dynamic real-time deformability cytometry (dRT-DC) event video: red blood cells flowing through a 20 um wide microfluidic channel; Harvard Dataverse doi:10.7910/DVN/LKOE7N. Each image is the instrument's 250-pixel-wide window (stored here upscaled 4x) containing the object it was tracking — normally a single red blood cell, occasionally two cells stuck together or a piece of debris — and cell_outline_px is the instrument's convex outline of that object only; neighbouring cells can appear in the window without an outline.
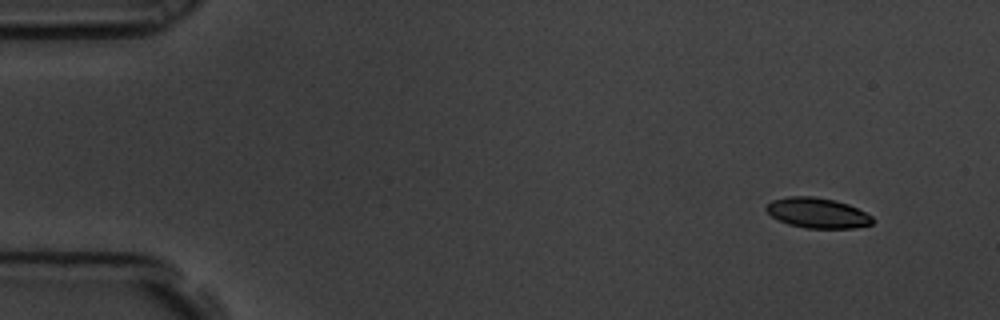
{"species": "common noctule bat (a hibernating species)", "species_latin": "Nyctalus noctula", "temperature_condition": "room temperature", "stored_images_in_passage": 8, "camera_frame_rate_fps": 3000, "um_per_image_px": 0.085, "animal": {"sex": "male", "body_mass_g": 19.5, "forearm_length_mm": 54.6}, "frame": {"image": 1, "passage_image": 1, "time_ms": 0.0, "image_size_px": [1000, 320], "cell_outline_px": [[876, 220], [872, 224], [852, 228], [804, 228], [788, 224], [772, 216], [764, 208], [772, 200], [788, 196], [812, 196], [836, 200], [848, 204], [872, 216]], "centroid_in_image_um": [69.49, 18.1], "position_along_channel_um": 15.5, "area_um2": 18.73}}
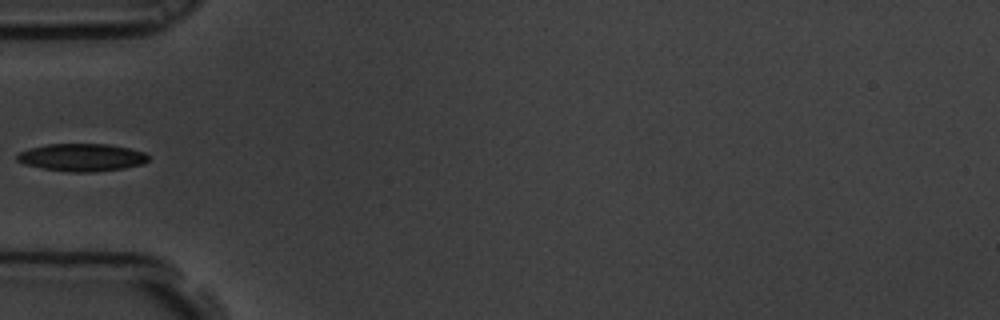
{"frame": {"image": 2, "passage_image": 5, "time_ms": 1.333, "image_size_px": [1000, 320], "cell_outline_px": [[148, 160], [144, 164], [124, 168], [92, 172], [68, 172], [44, 168], [24, 164], [16, 160], [16, 156], [20, 152], [32, 148], [48, 144], [108, 144], [128, 148], [144, 152], [148, 156]], "centroid_in_image_um": [6.97, 13.38], "position_along_channel_um": 78.0, "area_um2": 20.98}}
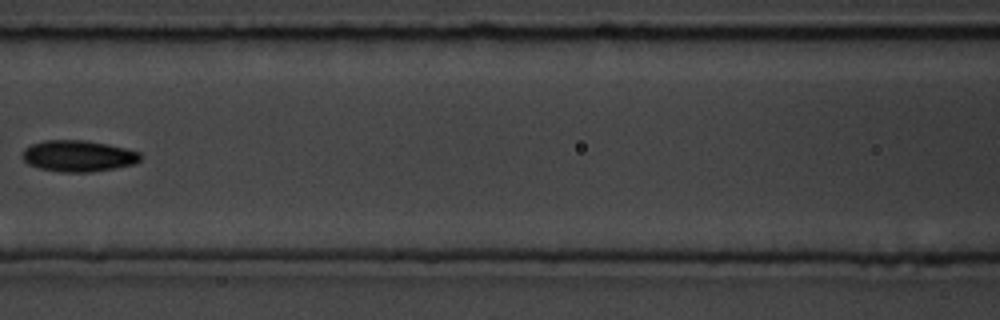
{"frame": {"image": 3, "passage_image": 7, "time_ms": 2.0, "image_size_px": [1000, 320], "cell_outline_px": [[140, 160], [136, 164], [116, 168], [88, 172], [64, 172], [40, 168], [28, 164], [20, 156], [24, 148], [32, 144], [44, 140], [84, 140], [108, 144], [140, 152]], "centroid_in_image_um": [6.64, 13.25], "position_along_channel_um": 160.0, "area_um2": 21.56}}